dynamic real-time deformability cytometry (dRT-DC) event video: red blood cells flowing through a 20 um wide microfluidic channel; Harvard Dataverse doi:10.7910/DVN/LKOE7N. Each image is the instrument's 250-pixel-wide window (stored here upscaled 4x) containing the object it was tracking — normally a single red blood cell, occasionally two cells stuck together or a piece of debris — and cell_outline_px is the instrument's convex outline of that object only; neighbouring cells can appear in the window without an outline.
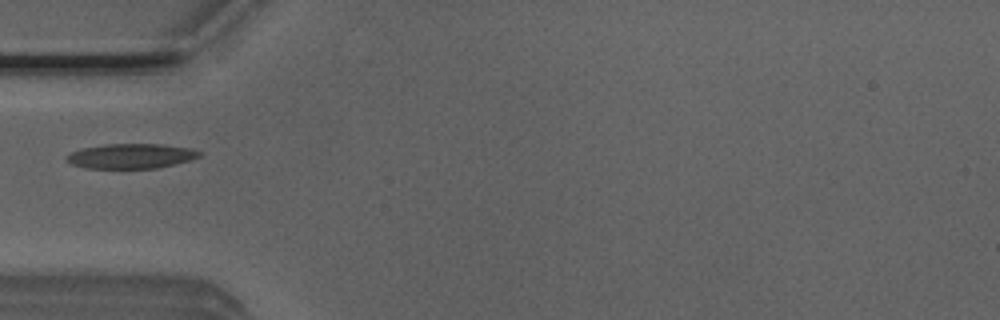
{"species": "Egyptian fruit bat (a non-hibernating species)", "species_latin": "Rousettus aegyptiacus", "temperature_condition": "room temperature", "stored_images_in_passage": 3, "camera_frame_rate_fps": 3000, "um_per_image_px": 0.085, "animal": {"sex": "male"}, "frame": {"image": 1, "passage_image": 2, "time_ms": 0.333, "image_size_px": [1000, 320], "cell_outline_px": [[204, 152], [200, 156], [188, 160], [156, 168], [84, 168], [72, 164], [64, 160], [64, 156], [72, 152], [84, 148], [104, 144], [164, 144], [192, 148]], "centroid_in_image_um": [11.13, 13.26], "position_along_channel_um": 73.9, "area_um2": 19.25}}